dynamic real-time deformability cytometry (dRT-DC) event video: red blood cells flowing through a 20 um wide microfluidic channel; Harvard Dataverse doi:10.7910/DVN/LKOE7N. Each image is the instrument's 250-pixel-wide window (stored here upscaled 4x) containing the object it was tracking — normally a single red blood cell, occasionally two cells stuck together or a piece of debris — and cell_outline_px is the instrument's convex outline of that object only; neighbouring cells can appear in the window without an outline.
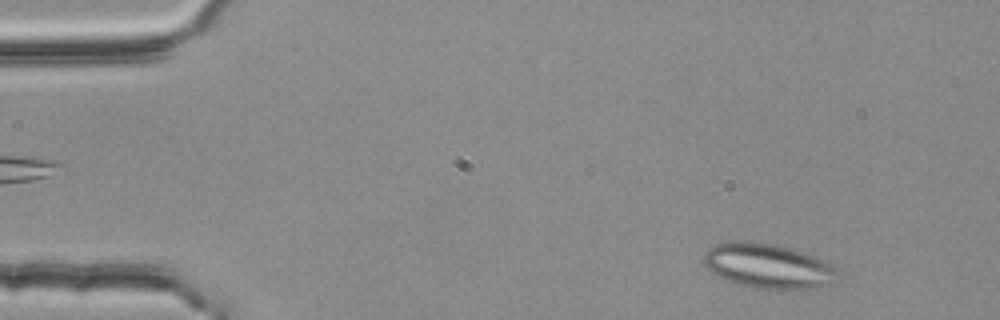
{"species": "common noctule bat (a hibernating species)", "species_latin": "Nyctalus noctula", "temperature_condition": "room temperature", "stored_images_in_passage": 49, "segment_of_instrument_passage": [1, 2], "camera_frame_rate_fps": 3000, "um_per_image_px": 0.085, "animal": {"sex": "female", "body_mass_g": 25.1}, "frame": {"image": 1, "passage_image": 3, "time_ms": 0.667, "image_size_px": [1000, 320], "cell_outline_px": [[840, 280], [836, 284], [808, 288], [756, 288], [740, 284], [728, 280], [712, 272], [704, 264], [704, 252], [708, 248], [716, 244], [736, 240], [776, 244], [804, 252], [824, 260], [832, 264], [836, 268]], "centroid_in_image_um": [65.34, 22.59], "position_along_channel_um": 19.7, "area_um2": 34.85}}